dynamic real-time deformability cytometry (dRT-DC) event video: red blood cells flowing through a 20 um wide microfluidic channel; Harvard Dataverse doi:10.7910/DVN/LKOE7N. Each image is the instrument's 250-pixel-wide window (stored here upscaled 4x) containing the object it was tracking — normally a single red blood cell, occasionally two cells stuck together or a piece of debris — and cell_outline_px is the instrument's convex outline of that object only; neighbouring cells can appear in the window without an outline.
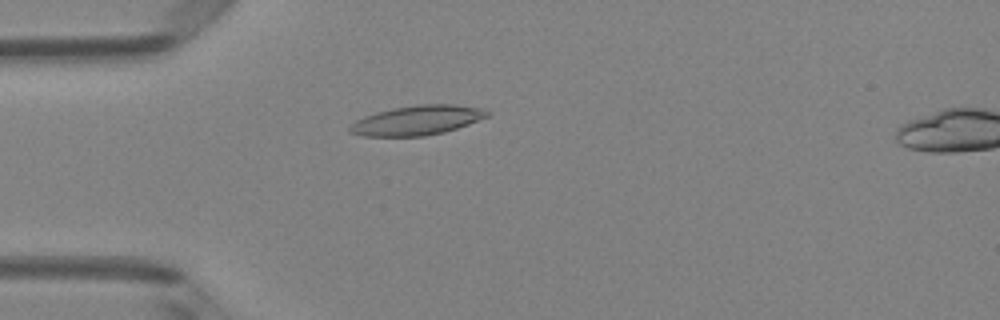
{"species": "Egyptian fruit bat (a non-hibernating species)", "species_latin": "Rousettus aegyptiacus", "temperature_condition": "room temperature", "stored_images_in_passage": 5, "camera_frame_rate_fps": 3000, "um_per_image_px": 0.085, "animal": {"sex": "female"}, "frame": {"image": 1, "passage_image": 4, "time_ms": 1.0, "image_size_px": [1000, 320], "cell_outline_px": [[488, 116], [468, 124], [444, 132], [424, 136], [360, 136], [348, 132], [348, 128], [356, 120], [364, 116], [376, 112], [392, 108], [416, 104], [456, 104], [480, 108], [488, 112]], "centroid_in_image_um": [35.4, 10.22], "position_along_channel_um": 49.6, "area_um2": 23.64}}